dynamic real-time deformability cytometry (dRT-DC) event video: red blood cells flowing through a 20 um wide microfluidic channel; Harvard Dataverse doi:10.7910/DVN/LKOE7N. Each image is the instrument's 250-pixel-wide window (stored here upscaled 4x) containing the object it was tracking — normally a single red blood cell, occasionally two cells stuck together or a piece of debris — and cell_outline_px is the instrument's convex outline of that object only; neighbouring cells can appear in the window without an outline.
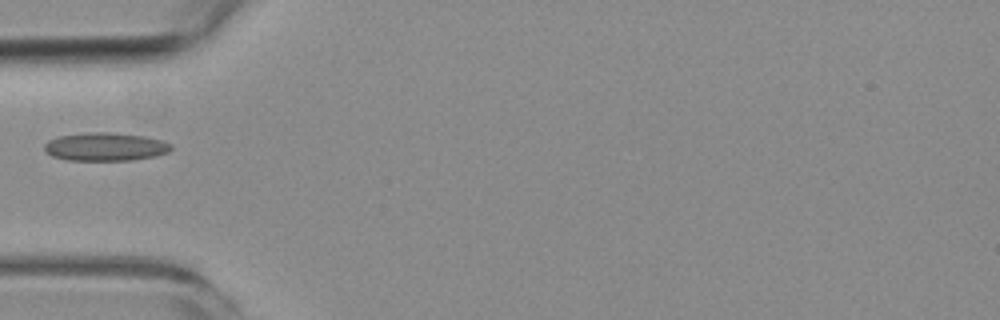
{"species": "common noctule bat (a hibernating species)", "species_latin": "Nyctalus noctula", "temperature_condition": "room temperature", "stored_images_in_passage": 6, "camera_frame_rate_fps": 3000, "um_per_image_px": 0.085, "animal": {"sex": "female", "body_mass_g": 19.3, "forearm_length_mm": 54.1}, "frame": {"image": 1, "passage_image": 5, "time_ms": 4.667, "image_size_px": [1000, 320], "cell_outline_px": [[172, 148], [168, 152], [156, 156], [132, 160], [68, 160], [52, 156], [44, 148], [44, 144], [48, 140], [60, 136], [92, 132], [112, 132], [144, 136], [164, 140], [172, 144]], "centroid_in_image_um": [9.0, 12.47], "position_along_channel_um": 76.0, "area_um2": 20.87}}
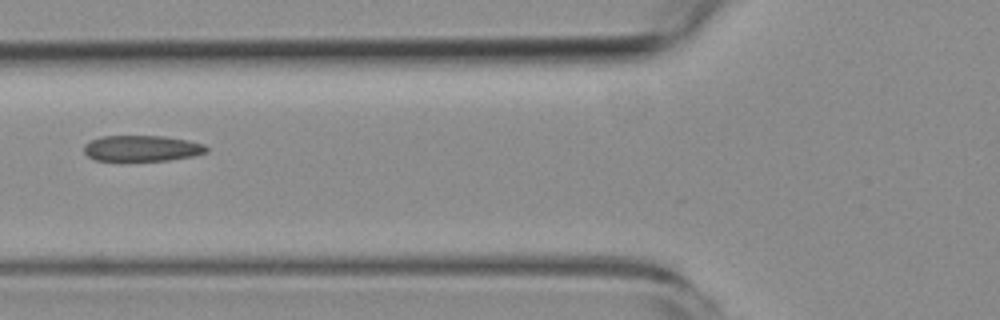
{"frame": {"image": 2, "passage_image": 6, "time_ms": 5.667, "image_size_px": [1000, 320], "cell_outline_px": [[208, 152], [192, 156], [168, 160], [96, 160], [88, 156], [84, 152], [84, 144], [100, 136], [164, 136], [188, 140], [204, 144], [208, 148]], "centroid_in_image_um": [12.07, 12.6], "position_along_channel_um": 113.7, "area_um2": 18.38}}